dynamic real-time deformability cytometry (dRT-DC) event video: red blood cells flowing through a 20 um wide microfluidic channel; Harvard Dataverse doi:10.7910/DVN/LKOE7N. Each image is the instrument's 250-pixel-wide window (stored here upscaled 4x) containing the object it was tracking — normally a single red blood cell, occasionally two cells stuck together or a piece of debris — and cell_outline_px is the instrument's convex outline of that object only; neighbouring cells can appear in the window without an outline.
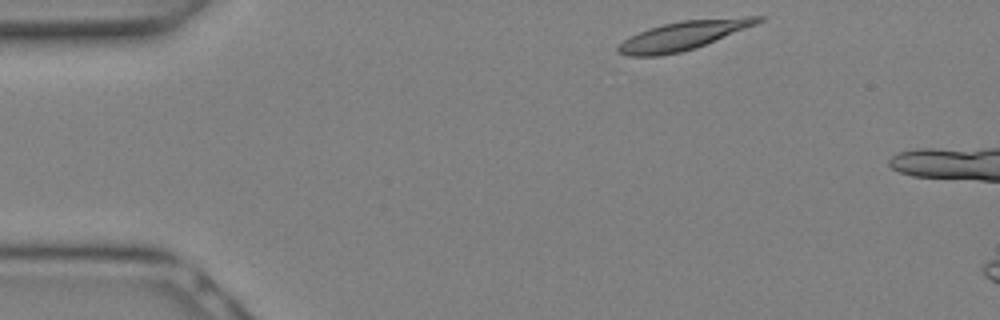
{"species": "Egyptian fruit bat (a non-hibernating species)", "species_latin": "Rousettus aegyptiacus", "temperature_condition": "warm", "stored_images_in_passage": 4, "camera_frame_rate_fps": 3000, "um_per_image_px": 0.085, "animal": {"sex": "female"}, "frame": {"image": 1, "passage_image": 1, "time_ms": 0.0, "image_size_px": [1000, 320], "cell_outline_px": [[764, 20], [756, 24], [696, 48], [680, 52], [660, 56], [628, 56], [616, 52], [616, 48], [624, 40], [648, 28], [680, 20], [744, 16], [764, 16]], "centroid_in_image_um": [58.09, 3.01], "position_along_channel_um": 26.9, "area_um2": 23.47}}